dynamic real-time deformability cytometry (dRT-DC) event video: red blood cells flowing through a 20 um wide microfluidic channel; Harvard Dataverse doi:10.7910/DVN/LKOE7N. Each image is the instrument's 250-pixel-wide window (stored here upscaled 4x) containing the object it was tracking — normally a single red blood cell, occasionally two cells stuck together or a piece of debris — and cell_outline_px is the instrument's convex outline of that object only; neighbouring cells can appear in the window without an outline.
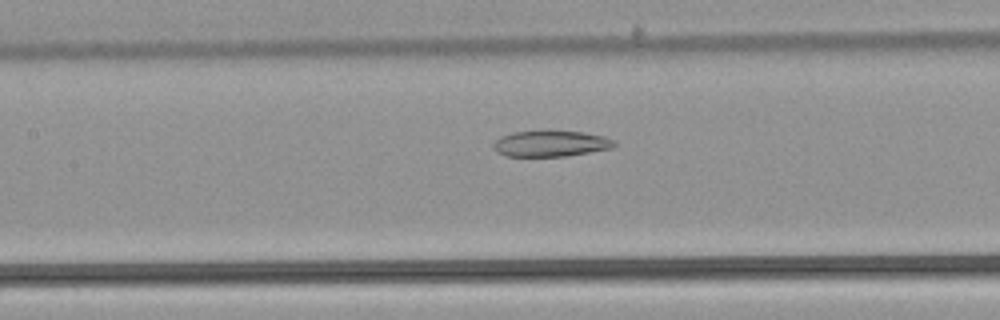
{"species": "common noctule bat (a hibernating species)", "species_latin": "Nyctalus noctula", "temperature_condition": "warm", "stored_images_in_passage": 43, "camera_frame_rate_fps": 3000, "um_per_image_px": 0.085, "animal": {"sex": "male", "body_mass_g": 21.5, "forearm_length_mm": 52.0}, "frame": {"image": 1, "passage_image": 21, "time_ms": 6.667, "image_size_px": [1000, 320], "cell_outline_px": [[616, 144], [612, 148], [564, 156], [504, 156], [496, 152], [492, 148], [492, 144], [500, 136], [512, 132], [544, 128], [584, 132], [604, 136], [612, 140]], "centroid_in_image_um": [46.74, 12.16], "position_along_channel_um": 160.7, "area_um2": 19.02}}
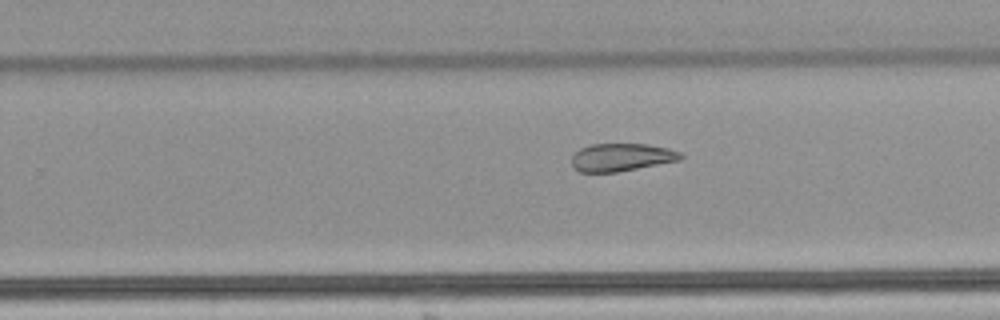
{"frame": {"image": 2, "passage_image": 30, "time_ms": 9.667, "image_size_px": [1000, 320], "cell_outline_px": [[684, 156], [680, 160], [616, 172], [580, 172], [572, 164], [572, 156], [580, 148], [592, 144], [648, 144], [668, 148], [680, 152]], "centroid_in_image_um": [52.84, 13.36], "position_along_channel_um": 277.0, "area_um2": 17.51}}
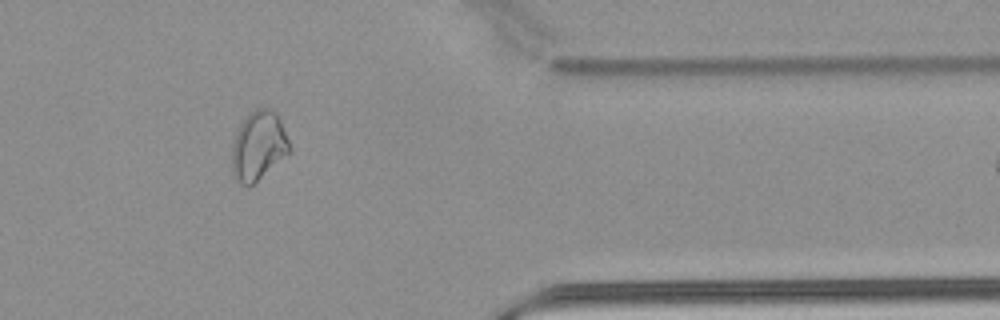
{"frame": {"image": 3, "passage_image": 40, "time_ms": 13.0, "image_size_px": [1000, 320], "cell_outline_px": [[292, 152], [252, 184], [240, 184], [236, 180], [232, 172], [232, 148], [236, 132], [240, 124], [256, 108], [268, 108], [276, 112], [284, 128], [292, 148]], "centroid_in_image_um": [22.0, 12.39], "position_along_channel_um": 389.4, "area_um2": 23.06}}